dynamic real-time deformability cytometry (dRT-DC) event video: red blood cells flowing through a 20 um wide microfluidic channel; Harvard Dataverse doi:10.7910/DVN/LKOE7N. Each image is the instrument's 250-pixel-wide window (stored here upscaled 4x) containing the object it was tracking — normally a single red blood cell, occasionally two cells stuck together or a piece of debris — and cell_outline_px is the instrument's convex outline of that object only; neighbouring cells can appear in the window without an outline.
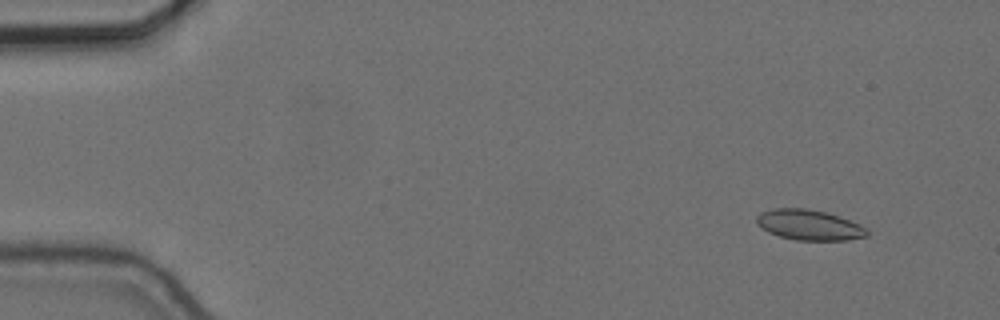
{"species": "common noctule bat (a hibernating species)", "species_latin": "Nyctalus noctula", "temperature_condition": "cold", "stored_images_in_passage": 34, "camera_frame_rate_fps": 3000, "um_per_image_px": 0.085, "animal": {"sex": "female", "body_mass_g": 24.6, "forearm_length_mm": 56.2}, "frame": {"image": 1, "passage_image": 6, "time_ms": 1.667, "image_size_px": [1000, 320], "cell_outline_px": [[868, 236], [848, 240], [796, 240], [780, 236], [768, 232], [756, 224], [756, 216], [760, 212], [772, 208], [804, 208], [828, 212], [868, 228]], "centroid_in_image_um": [68.76, 19.11], "position_along_channel_um": 16.2, "area_um2": 19.65}}
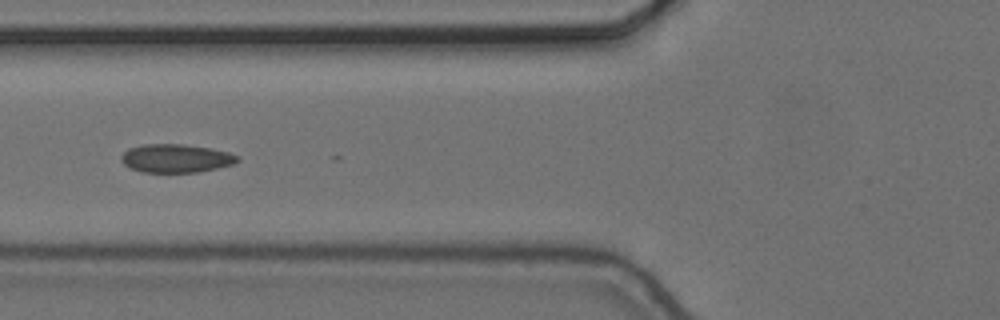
{"frame": {"image": 2, "passage_image": 23, "time_ms": 7.333, "image_size_px": [1000, 320], "cell_outline_px": [[240, 160], [232, 164], [216, 168], [196, 172], [140, 172], [128, 168], [120, 160], [120, 156], [128, 148], [144, 144], [184, 144], [212, 148], [228, 152], [240, 156]], "centroid_in_image_um": [14.93, 13.45], "position_along_channel_um": 110.9, "area_um2": 19.42}}
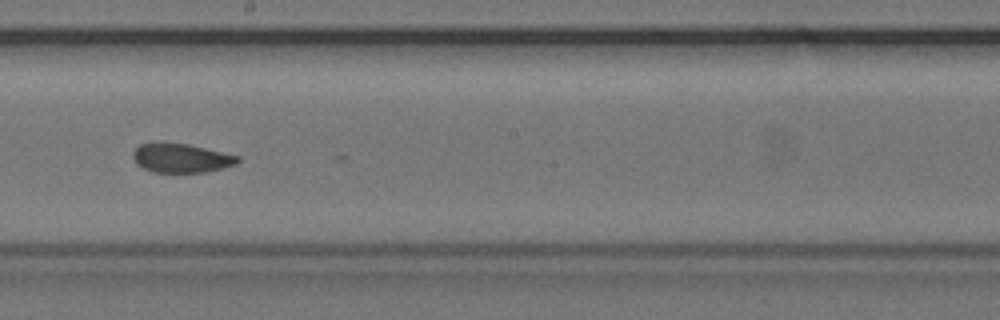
{"frame": {"image": 3, "passage_image": 33, "time_ms": 10.667, "image_size_px": [1000, 320], "cell_outline_px": [[240, 160], [236, 164], [224, 168], [208, 172], [152, 172], [136, 164], [132, 156], [132, 152], [140, 144], [188, 144], [240, 156]], "centroid_in_image_um": [15.43, 13.46], "position_along_channel_um": 232.8, "area_um2": 17.51}}